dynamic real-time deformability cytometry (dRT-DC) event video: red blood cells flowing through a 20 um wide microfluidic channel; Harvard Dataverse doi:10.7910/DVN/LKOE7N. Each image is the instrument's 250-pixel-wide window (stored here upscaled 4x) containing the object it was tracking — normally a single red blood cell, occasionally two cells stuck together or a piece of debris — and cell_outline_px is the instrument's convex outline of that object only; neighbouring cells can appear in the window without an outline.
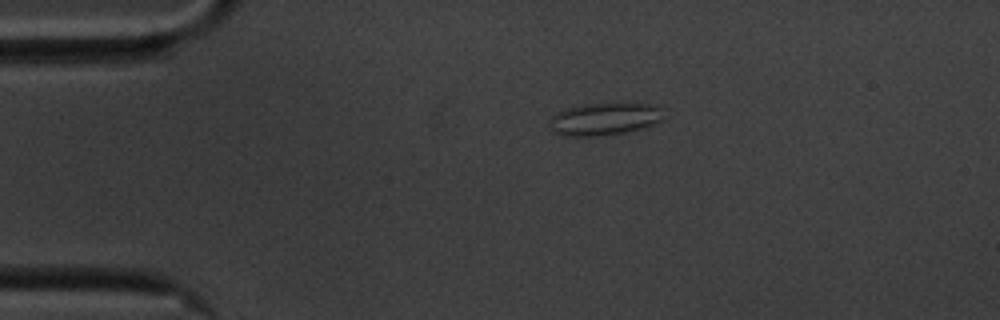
{"species": "common noctule bat (a hibernating species)", "species_latin": "Nyctalus noctula", "temperature_condition": "cold", "stored_images_in_passage": 47, "camera_frame_rate_fps": 3000, "um_per_image_px": 0.085, "animal": {"sex": "male", "body_mass_g": 20.1, "forearm_length_mm": 53.5}, "frame": {"image": 1, "passage_image": 1, "time_ms": 0.0, "image_size_px": [1000, 320], "cell_outline_px": [[664, 108], [660, 120], [644, 128], [624, 132], [596, 136], [564, 136], [552, 132], [552, 116], [556, 112], [564, 108], [584, 104], [636, 100], [652, 104]], "centroid_in_image_um": [51.44, 10.05], "position_along_channel_um": 33.6, "area_um2": 22.31}}
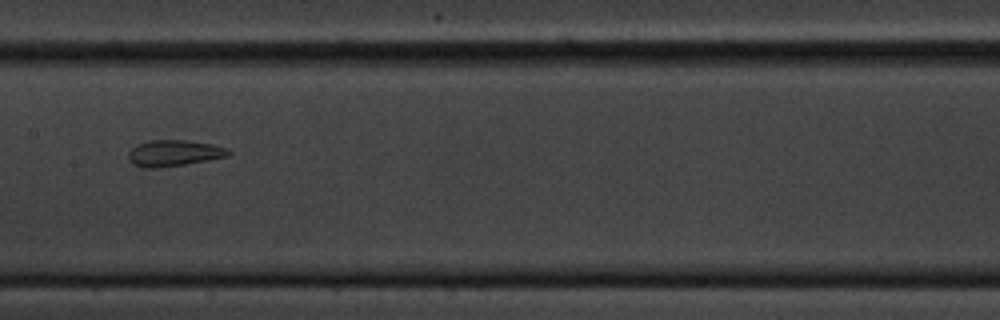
{"frame": {"image": 2, "passage_image": 18, "time_ms": 5.667, "image_size_px": [1000, 320], "cell_outline_px": [[232, 152], [228, 156], [184, 164], [156, 168], [144, 168], [132, 164], [128, 160], [128, 152], [136, 144], [148, 140], [184, 140], [212, 144], [228, 148]], "centroid_in_image_um": [14.75, 13.01], "position_along_channel_um": 192.7, "area_um2": 15.32}}
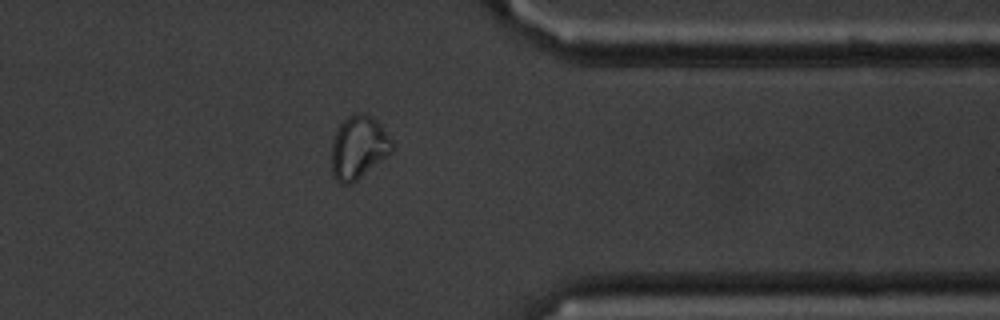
{"frame": {"image": 3, "passage_image": 35, "time_ms": 11.333, "image_size_px": [1000, 320], "cell_outline_px": [[396, 148], [388, 156], [352, 184], [340, 184], [332, 176], [332, 144], [336, 132], [340, 124], [348, 116], [356, 112], [364, 112], [372, 116], [380, 124]], "centroid_in_image_um": [30.49, 12.54], "position_along_channel_um": 380.9, "area_um2": 22.43}, "authors_computed_cell_mechanics": {"area_um2": 17.6868, "velocity_mm_per_s": 3.4967, "shape_relaxation_time_tau1_ms": null, "shape_relaxation_time_tau2_ms": 1.3, "deformation_change_tau1": null, "deformation_change_tau2": 0.0825}}